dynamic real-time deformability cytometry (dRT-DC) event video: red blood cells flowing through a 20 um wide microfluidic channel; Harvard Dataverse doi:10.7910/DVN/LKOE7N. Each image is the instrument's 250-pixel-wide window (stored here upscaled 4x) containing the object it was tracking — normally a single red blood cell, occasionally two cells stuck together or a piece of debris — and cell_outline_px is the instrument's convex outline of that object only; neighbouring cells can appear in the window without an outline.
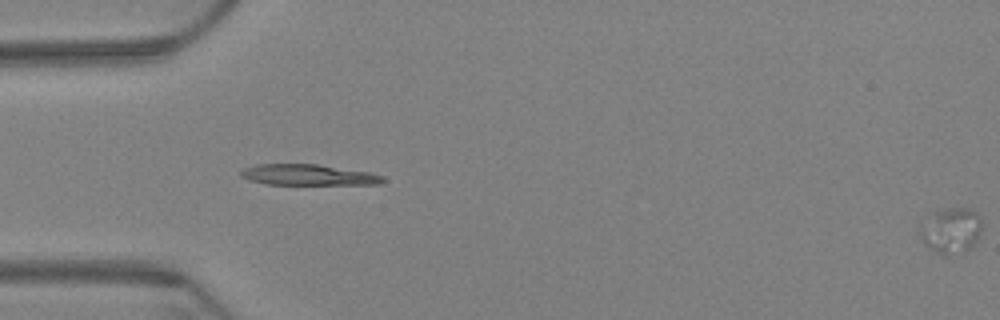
{"species": "Egyptian fruit bat (a non-hibernating species)", "species_latin": "Rousettus aegyptiacus", "temperature_condition": "warm", "stored_images_in_passage": 5, "segment_of_instrument_passage": [2, 2], "camera_frame_rate_fps": 3000, "um_per_image_px": 0.085, "animal": {"sex": "female"}, "frame": {"image": 1, "passage_image": 5, "time_ms": 1.333, "image_size_px": [1000, 320], "cell_outline_px": [[984, 224], [976, 240], [968, 248], [944, 252], [940, 252], [924, 244], [924, 232], [936, 212], [952, 208], [968, 208], [976, 212], [980, 216]], "centroid_in_image_um": [81.02, 19.52], "position_along_channel_um": 4.0, "area_um2": 14.57}}